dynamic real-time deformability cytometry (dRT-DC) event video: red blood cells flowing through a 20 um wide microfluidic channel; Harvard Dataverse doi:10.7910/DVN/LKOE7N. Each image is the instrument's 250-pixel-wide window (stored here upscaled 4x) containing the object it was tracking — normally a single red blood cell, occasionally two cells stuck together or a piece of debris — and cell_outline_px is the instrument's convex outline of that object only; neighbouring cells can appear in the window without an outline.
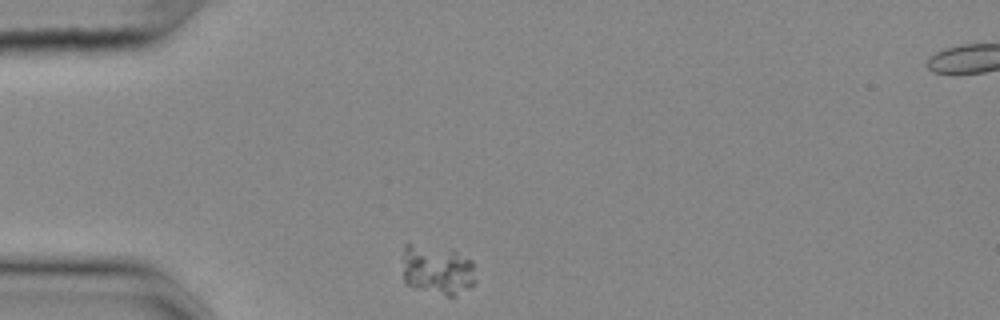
{"species": "common noctule bat (a hibernating species)", "species_latin": "Nyctalus noctula", "temperature_condition": "cold", "stored_images_in_passage": 35, "camera_frame_rate_fps": 3000, "um_per_image_px": 0.085, "animal": {"sex": "female", "body_mass_g": 25.1}, "frame": {"image": 1, "passage_image": 1, "time_ms": 0.0, "image_size_px": [1000, 320], "cell_outline_px": [[476, 280], [468, 288], [456, 296], [448, 296], [416, 288], [404, 284], [404, 244], [412, 244], [452, 248], [472, 260]], "centroid_in_image_um": [37.19, 22.92], "position_along_channel_um": 47.8, "area_um2": 21.44}}
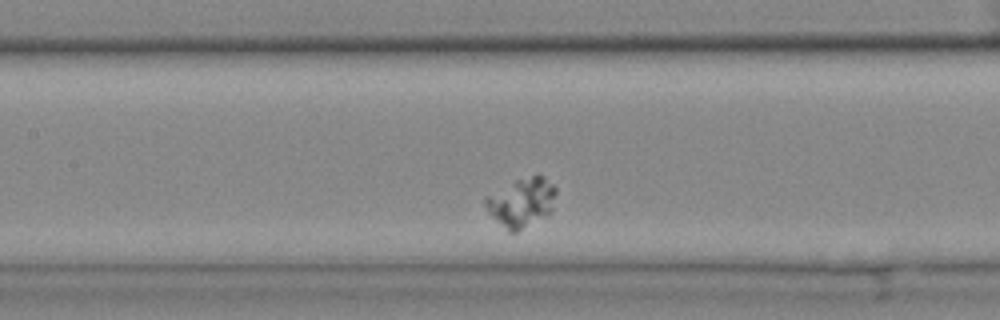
{"frame": {"image": 2, "passage_image": 13, "time_ms": 4.0, "image_size_px": [1000, 320], "cell_outline_px": [[556, 192], [552, 208], [548, 212], [516, 232], [508, 232], [488, 212], [484, 204], [484, 200], [488, 196], [516, 180], [532, 176], [544, 176], [556, 188]], "centroid_in_image_um": [44.31, 17.2], "position_along_channel_um": 163.1, "area_um2": 19.31}}
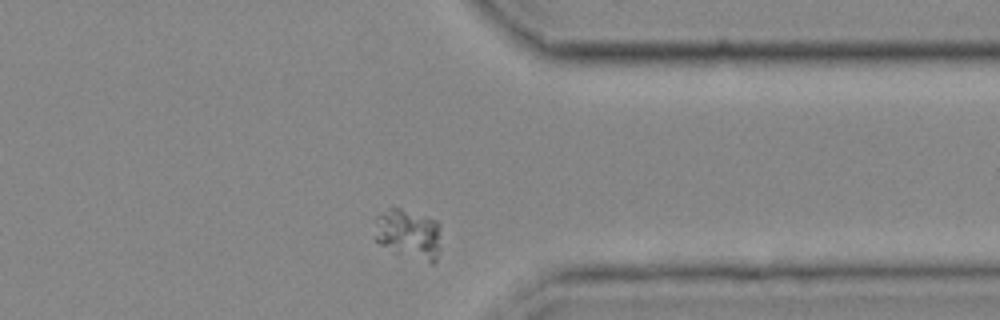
{"frame": {"image": 3, "passage_image": 32, "time_ms": 10.333, "image_size_px": [1000, 320], "cell_outline_px": [[440, 248], [436, 260], [432, 264], [396, 252], [380, 244], [372, 236], [376, 216], [388, 208], [400, 208], [436, 220], [440, 224]], "centroid_in_image_um": [34.71, 19.89], "position_along_channel_um": 376.7, "area_um2": 19.54}}